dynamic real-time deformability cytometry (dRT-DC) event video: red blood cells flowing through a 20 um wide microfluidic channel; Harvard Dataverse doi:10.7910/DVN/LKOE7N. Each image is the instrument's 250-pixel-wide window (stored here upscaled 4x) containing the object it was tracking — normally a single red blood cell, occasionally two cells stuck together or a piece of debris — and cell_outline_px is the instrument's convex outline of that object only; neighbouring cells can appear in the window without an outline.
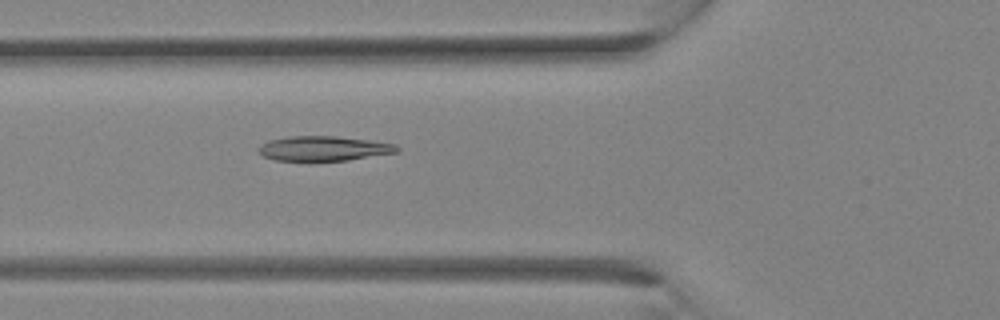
{"species": "Egyptian fruit bat (a non-hibernating species)", "species_latin": "Rousettus aegyptiacus", "temperature_condition": "room temperature", "stored_images_in_passage": 12, "camera_frame_rate_fps": 3000, "um_per_image_px": 0.085, "animal": {"sex": "female"}, "frame": {"image": 1, "passage_image": 12, "time_ms": 3.667, "image_size_px": [1000, 320], "cell_outline_px": [[400, 152], [348, 160], [276, 160], [264, 156], [256, 148], [260, 144], [268, 140], [292, 136], [336, 136], [368, 140], [396, 144], [400, 148]], "centroid_in_image_um": [27.54, 12.61], "position_along_channel_um": 98.3, "area_um2": 19.88}}